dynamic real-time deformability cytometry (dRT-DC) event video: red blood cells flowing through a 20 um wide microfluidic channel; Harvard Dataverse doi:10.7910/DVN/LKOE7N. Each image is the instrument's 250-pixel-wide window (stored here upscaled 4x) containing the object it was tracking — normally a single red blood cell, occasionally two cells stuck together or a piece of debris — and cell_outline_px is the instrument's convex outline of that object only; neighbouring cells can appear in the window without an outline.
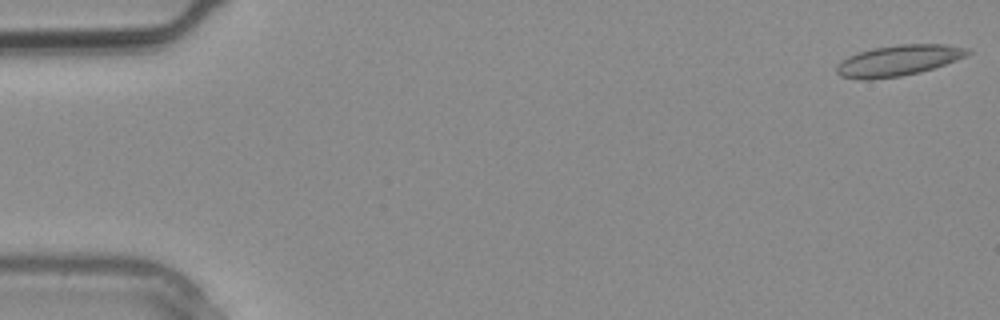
{"species": "common noctule bat (a hibernating species)", "species_latin": "Nyctalus noctula", "temperature_condition": "warm", "stored_images_in_passage": 3, "camera_frame_rate_fps": 3000, "um_per_image_px": 0.085, "animal": {"sex": "male", "body_mass_g": 20.4}, "frame": {"image": 1, "passage_image": 1, "time_ms": 0.0, "image_size_px": [1000, 320], "cell_outline_px": [[972, 52], [956, 60], [920, 72], [900, 76], [872, 80], [860, 80], [840, 76], [836, 72], [836, 64], [848, 56], [872, 48], [900, 44], [944, 44], [968, 48]], "centroid_in_image_um": [76.32, 5.15], "position_along_channel_um": 8.7, "area_um2": 23.52}}
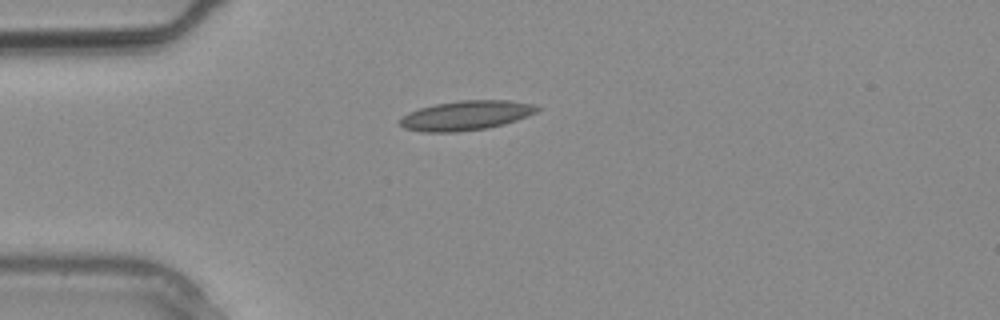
{"frame": {"image": 2, "passage_image": 3, "time_ms": 0.667, "image_size_px": [1000, 320], "cell_outline_px": [[540, 108], [536, 112], [528, 116], [504, 124], [488, 128], [456, 132], [420, 132], [404, 128], [400, 124], [400, 120], [408, 112], [420, 108], [436, 104], [460, 100], [508, 100], [532, 104]], "centroid_in_image_um": [39.61, 9.82], "position_along_channel_um": 45.4, "area_um2": 23.52}}